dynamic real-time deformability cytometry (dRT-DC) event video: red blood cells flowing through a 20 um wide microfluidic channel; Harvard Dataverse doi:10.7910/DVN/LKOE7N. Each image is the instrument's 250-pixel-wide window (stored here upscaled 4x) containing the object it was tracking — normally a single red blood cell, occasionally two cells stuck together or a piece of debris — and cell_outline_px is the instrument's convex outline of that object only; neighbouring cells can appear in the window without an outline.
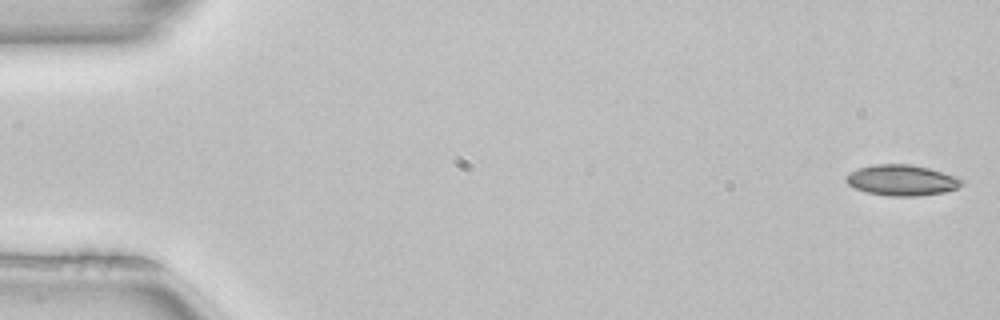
{"species": "common noctule bat (a hibernating species)", "species_latin": "Nyctalus noctula", "temperature_condition": "room temperature", "stored_images_in_passage": 14, "camera_frame_rate_fps": 3000, "um_per_image_px": 0.085, "animal": {"sex": "female", "body_mass_g": 22.7, "forearm_length_mm": 54.2}, "frame": {"image": 1, "passage_image": 1, "time_ms": 0.0, "image_size_px": [1000, 320], "cell_outline_px": [[964, 184], [956, 188], [944, 192], [920, 196], [892, 196], [868, 192], [856, 188], [848, 184], [844, 180], [844, 176], [860, 168], [872, 164], [908, 164], [928, 168], [964, 180]], "centroid_in_image_um": [76.63, 15.32], "position_along_channel_um": 8.4, "area_um2": 20.46}}